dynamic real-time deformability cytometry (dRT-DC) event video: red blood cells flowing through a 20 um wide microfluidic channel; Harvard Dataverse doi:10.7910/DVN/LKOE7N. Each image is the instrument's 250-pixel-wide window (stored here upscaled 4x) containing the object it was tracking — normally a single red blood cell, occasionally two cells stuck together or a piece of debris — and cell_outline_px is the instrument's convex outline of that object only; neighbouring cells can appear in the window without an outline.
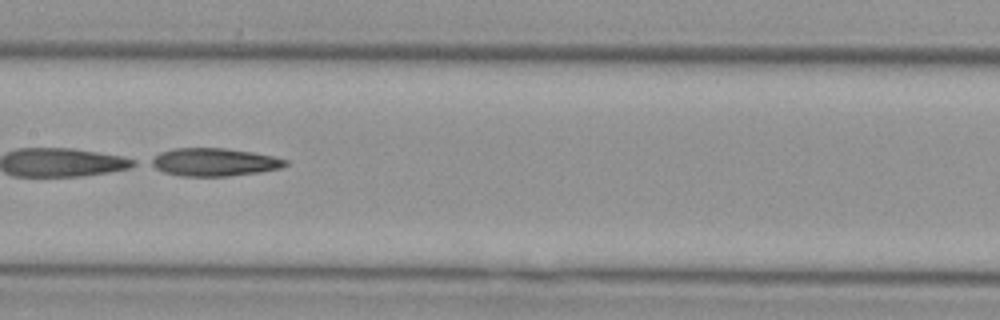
{"species": "Egyptian fruit bat (a non-hibernating species)", "species_latin": "Rousettus aegyptiacus", "temperature_condition": "cold", "stored_images_in_passage": 33, "camera_frame_rate_fps": 3000, "um_per_image_px": 0.085, "animal": {"sex": "female"}, "frame": {"image": 1, "passage_image": 15, "time_ms": 4.667, "image_size_px": [1000, 320], "cell_outline_px": [[288, 164], [280, 168], [260, 172], [228, 176], [180, 176], [164, 172], [148, 164], [148, 160], [160, 152], [176, 148], [224, 148], [252, 152], [272, 156], [288, 160]], "centroid_in_image_um": [18.17, 13.78], "position_along_channel_um": 189.2, "area_um2": 21.91}}
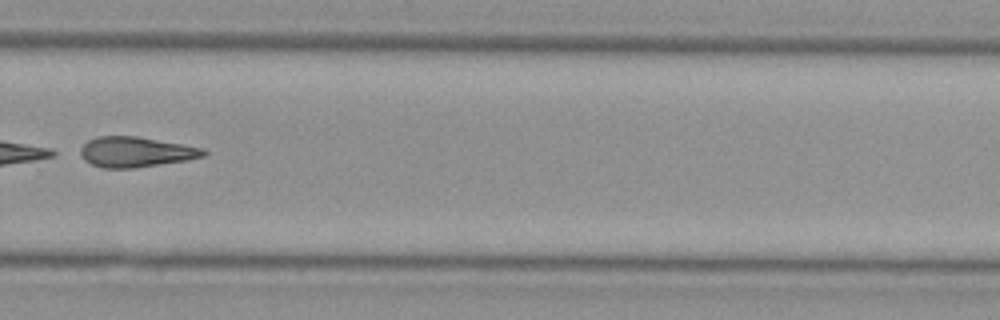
{"frame": {"image": 2, "passage_image": 24, "time_ms": 7.667, "image_size_px": [1000, 320], "cell_outline_px": [[208, 152], [204, 156], [188, 160], [132, 168], [104, 168], [92, 164], [84, 160], [80, 156], [80, 148], [88, 140], [96, 136], [136, 136], [204, 148]], "centroid_in_image_um": [11.53, 12.91], "position_along_channel_um": 318.3, "area_um2": 21.68}}